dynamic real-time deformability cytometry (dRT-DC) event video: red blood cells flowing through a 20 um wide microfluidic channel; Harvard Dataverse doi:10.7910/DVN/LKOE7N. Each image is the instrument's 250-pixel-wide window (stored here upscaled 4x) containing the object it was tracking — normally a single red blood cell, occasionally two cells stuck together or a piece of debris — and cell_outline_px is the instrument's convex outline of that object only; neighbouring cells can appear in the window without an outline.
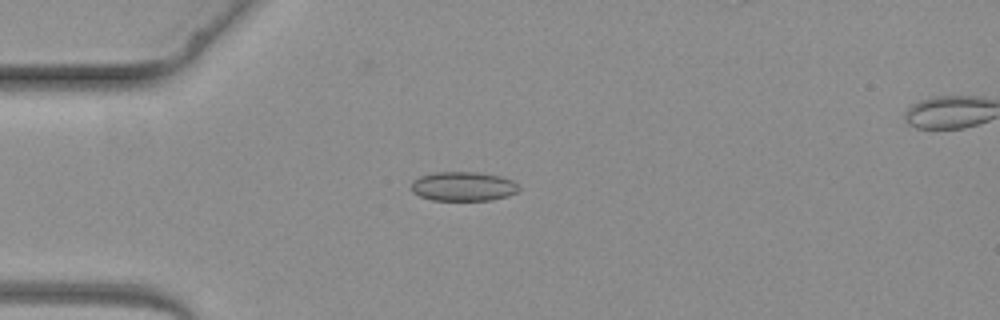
{"species": "common noctule bat (a hibernating species)", "species_latin": "Nyctalus noctula", "temperature_condition": "warm", "stored_images_in_passage": 5, "camera_frame_rate_fps": 3000, "um_per_image_px": 0.085, "animal": {"sex": "female", "body_mass_g": 19.3, "forearm_length_mm": 54.1}, "frame": {"image": 1, "passage_image": 4, "time_ms": 3.667, "image_size_px": [1000, 320], "cell_outline_px": [[520, 188], [516, 192], [508, 196], [492, 200], [432, 200], [420, 196], [412, 192], [412, 180], [420, 176], [432, 172], [476, 172], [500, 176], [512, 180]], "centroid_in_image_um": [39.35, 15.84], "position_along_channel_um": 45.6, "area_um2": 18.38}}